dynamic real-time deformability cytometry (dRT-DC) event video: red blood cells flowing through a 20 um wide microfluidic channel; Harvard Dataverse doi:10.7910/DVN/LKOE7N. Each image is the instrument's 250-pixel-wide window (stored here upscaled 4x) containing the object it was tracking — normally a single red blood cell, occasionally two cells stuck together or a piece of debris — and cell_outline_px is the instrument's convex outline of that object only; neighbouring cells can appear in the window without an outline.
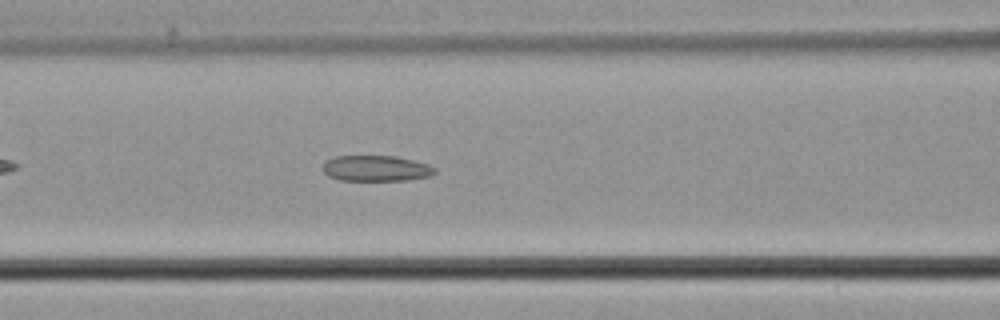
{"species": "common noctule bat (a hibernating species)", "species_latin": "Nyctalus noctula", "temperature_condition": "cold", "stored_images_in_passage": 27, "camera_frame_rate_fps": 3000, "um_per_image_px": 0.085, "animal": {"sex": "male", "body_mass_g": 21.5, "forearm_length_mm": 52.0}, "frame": {"image": 1, "passage_image": 7, "time_ms": 2.0, "image_size_px": [1000, 320], "cell_outline_px": [[436, 172], [428, 176], [408, 180], [340, 180], [328, 176], [324, 172], [324, 164], [328, 160], [336, 156], [396, 156], [428, 164], [436, 168]], "centroid_in_image_um": [31.98, 14.31], "position_along_channel_um": 134.6, "area_um2": 16.65}}
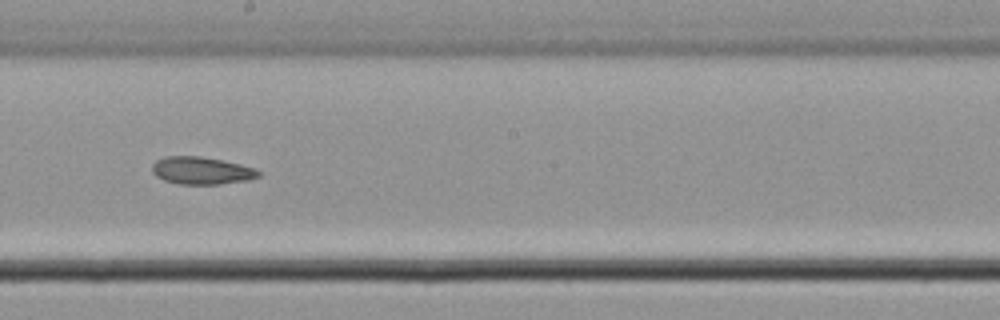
{"frame": {"image": 2, "passage_image": 14, "time_ms": 4.333, "image_size_px": [1000, 320], "cell_outline_px": [[260, 176], [248, 180], [220, 184], [180, 184], [164, 180], [156, 176], [152, 172], [152, 164], [156, 160], [164, 156], [200, 156], [240, 164], [256, 168], [260, 172]], "centroid_in_image_um": [17.12, 14.5], "position_along_channel_um": 231.1, "area_um2": 17.05}}
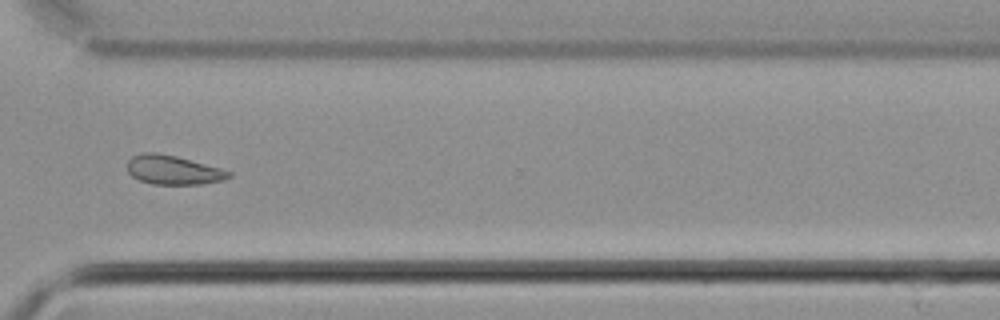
{"frame": {"image": 3, "passage_image": 23, "time_ms": 7.333, "image_size_px": [1000, 320], "cell_outline_px": [[232, 176], [224, 180], [200, 184], [152, 184], [140, 180], [132, 176], [128, 172], [128, 160], [132, 156], [144, 152], [156, 152], [176, 156], [220, 168], [232, 172]], "centroid_in_image_um": [14.72, 14.44], "position_along_channel_um": 355.9, "area_um2": 17.17}}